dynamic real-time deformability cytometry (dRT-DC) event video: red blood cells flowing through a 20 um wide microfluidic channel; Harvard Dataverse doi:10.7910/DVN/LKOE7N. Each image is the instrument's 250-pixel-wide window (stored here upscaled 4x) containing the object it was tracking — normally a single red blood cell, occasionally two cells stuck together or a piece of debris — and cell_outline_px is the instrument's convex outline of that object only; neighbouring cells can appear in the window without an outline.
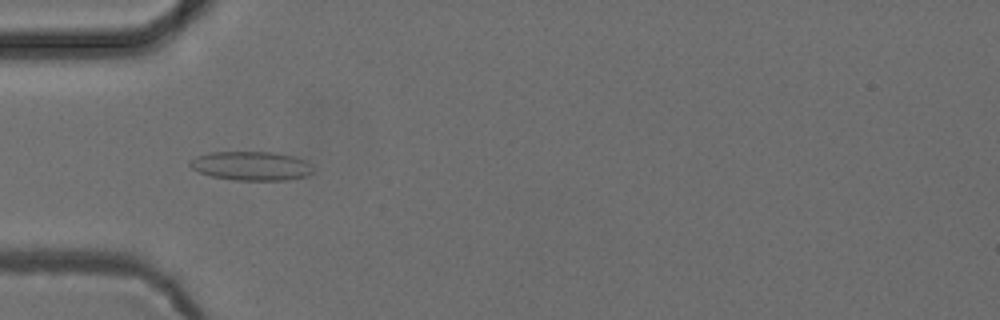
{"species": "common noctule bat (a hibernating species)", "species_latin": "Nyctalus noctula", "temperature_condition": "cold", "stored_images_in_passage": 39, "camera_frame_rate_fps": 3000, "um_per_image_px": 0.085, "animal": {"sex": "female", "body_mass_g": 24.6, "forearm_length_mm": 56.2}, "frame": {"image": 1, "passage_image": 3, "time_ms": 0.667, "image_size_px": [1000, 320], "cell_outline_px": [[312, 172], [308, 176], [284, 180], [236, 180], [212, 176], [200, 172], [192, 168], [188, 164], [196, 156], [212, 152], [272, 152], [292, 156], [304, 160], [308, 164]], "centroid_in_image_um": [21.33, 14.1], "position_along_channel_um": 63.7, "area_um2": 20.46}}
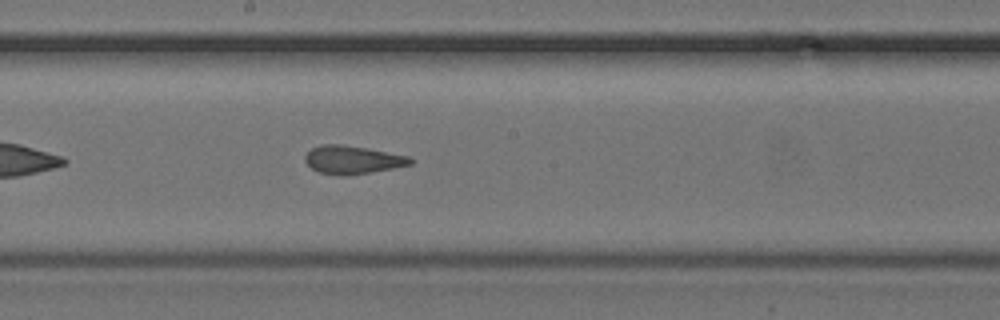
{"frame": {"image": 2, "passage_image": 15, "time_ms": 4.667, "image_size_px": [1000, 320], "cell_outline_px": [[412, 164], [372, 172], [348, 176], [340, 176], [320, 172], [312, 168], [304, 160], [304, 156], [312, 148], [320, 144], [340, 144], [368, 148], [408, 156], [412, 160]], "centroid_in_image_um": [29.94, 13.58], "position_along_channel_um": 218.3, "area_um2": 17.28}}
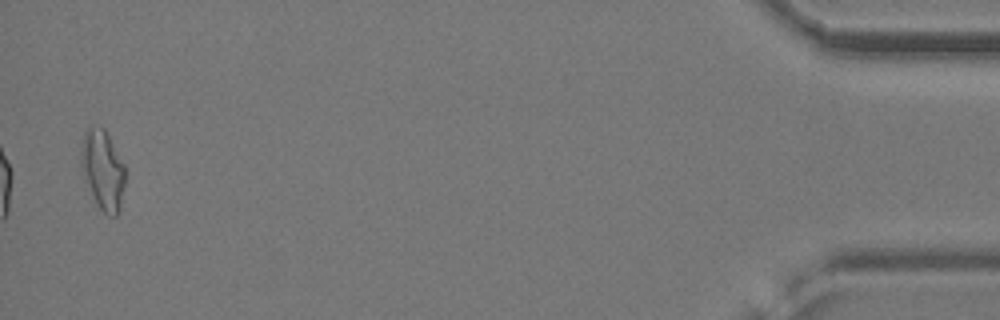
{"frame": {"image": 3, "passage_image": 38, "time_ms": 12.333, "image_size_px": [1000, 320], "cell_outline_px": [[124, 184], [120, 208], [116, 216], [108, 216], [96, 204], [84, 180], [80, 168], [80, 152], [84, 132], [88, 128], [104, 128], [124, 164]], "centroid_in_image_um": [8.7, 14.47], "position_along_channel_um": 426.5, "area_um2": 20.4}, "authors_computed_cell_mechanics": {"area_um2": 17.6868, "velocity_mm_per_s": 3.9058, "shape_relaxation_time_tau1_ms": null, "shape_relaxation_time_tau2_ms": 1.9295, "deformation_change_tau1": null, "deformation_change_tau2": 0.1056}}